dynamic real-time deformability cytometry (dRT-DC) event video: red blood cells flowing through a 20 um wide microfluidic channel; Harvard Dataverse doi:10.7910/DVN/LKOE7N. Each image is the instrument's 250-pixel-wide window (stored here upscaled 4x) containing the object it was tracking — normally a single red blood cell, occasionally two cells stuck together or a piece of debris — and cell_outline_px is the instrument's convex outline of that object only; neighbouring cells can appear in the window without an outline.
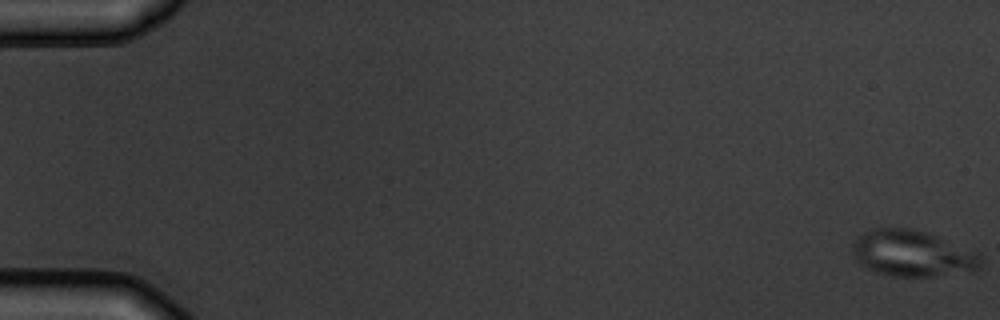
{"species": "common noctule bat (a hibernating species)", "species_latin": "Nyctalus noctula", "temperature_condition": "warm", "stored_images_in_passage": 5, "camera_frame_rate_fps": 3000, "um_per_image_px": 0.085, "animal": {"sex": "male", "body_mass_g": 19.5, "forearm_length_mm": 54.6}, "frame": {"image": 1, "passage_image": 1, "time_ms": 0.0, "image_size_px": [1000, 320], "cell_outline_px": [[984, 260], [980, 268], [932, 276], [892, 276], [876, 272], [860, 264], [856, 260], [856, 236], [872, 228], [908, 228], [924, 232], [936, 236], [980, 252]], "centroid_in_image_um": [77.6, 21.53], "position_along_channel_um": 7.4, "area_um2": 33.99}}